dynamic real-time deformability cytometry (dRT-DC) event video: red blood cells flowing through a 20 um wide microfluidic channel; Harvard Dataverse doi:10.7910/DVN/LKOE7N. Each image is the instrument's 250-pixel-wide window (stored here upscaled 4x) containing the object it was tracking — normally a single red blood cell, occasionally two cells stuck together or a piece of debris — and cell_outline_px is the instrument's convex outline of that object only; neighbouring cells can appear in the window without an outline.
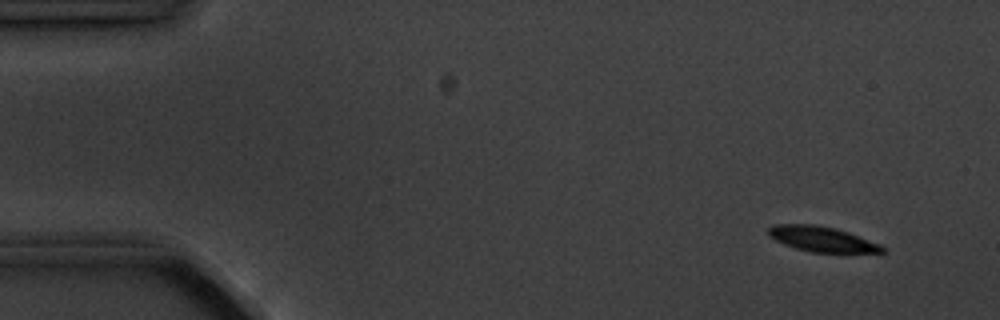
{"species": "common noctule bat (a hibernating species)", "species_latin": "Nyctalus noctula", "temperature_condition": "cold", "stored_images_in_passage": 5, "camera_frame_rate_fps": 3000, "um_per_image_px": 0.085, "animal": {"sex": "male", "body_mass_g": 20.1, "forearm_length_mm": 53.5}, "frame": {"image": 1, "passage_image": 2, "time_ms": 1.0, "image_size_px": [1000, 320], "cell_outline_px": [[884, 252], [812, 252], [796, 248], [784, 244], [768, 236], [764, 232], [772, 224], [816, 224], [836, 228], [848, 232], [880, 244], [884, 248]], "centroid_in_image_um": [69.78, 20.3], "position_along_channel_um": 15.2, "area_um2": 16.7}}
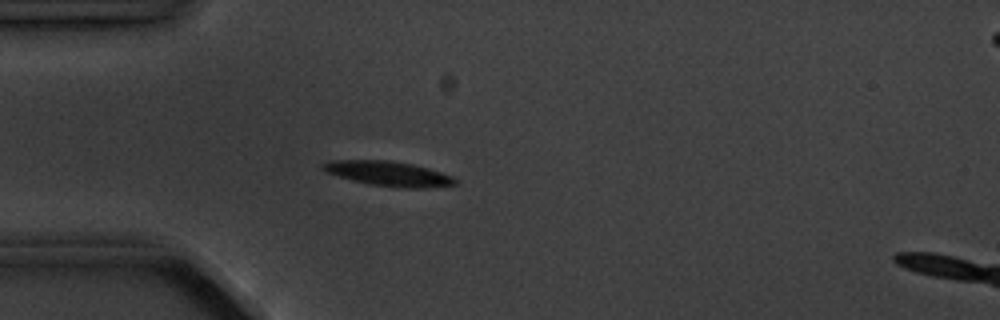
{"frame": {"image": 2, "passage_image": 5, "time_ms": 4.667, "image_size_px": [1000, 320], "cell_outline_px": [[460, 184], [428, 188], [404, 188], [368, 184], [352, 180], [324, 172], [320, 168], [320, 164], [328, 160], [388, 160], [412, 164], [428, 168], [452, 176]], "centroid_in_image_um": [32.99, 14.76], "position_along_channel_um": 52.0, "area_um2": 19.31}}